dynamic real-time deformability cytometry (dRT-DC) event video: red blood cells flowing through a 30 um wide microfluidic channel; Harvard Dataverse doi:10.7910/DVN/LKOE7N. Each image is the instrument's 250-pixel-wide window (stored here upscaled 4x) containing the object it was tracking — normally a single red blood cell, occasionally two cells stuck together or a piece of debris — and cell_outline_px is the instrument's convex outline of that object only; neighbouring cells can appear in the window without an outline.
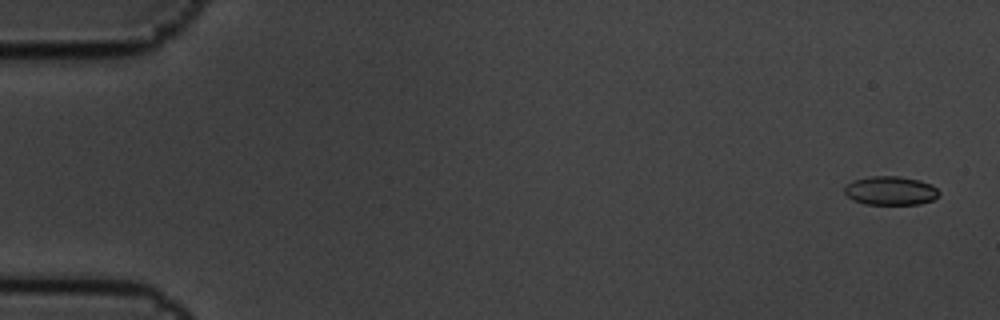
{"species": "common noctule bat (a hibernating species)", "species_latin": "Nyctalus noctula", "temperature_condition": "cold", "stored_images_in_passage": 8, "camera_frame_rate_fps": 3000, "um_per_image_px": 0.085, "animal": {"sex": "male", "body_mass_g": 19.5, "forearm_length_mm": 54.6}, "frame": {"image": 1, "passage_image": 1, "time_ms": 0.0, "image_size_px": [1000, 320], "cell_outline_px": [[940, 192], [932, 200], [920, 204], [864, 204], [852, 200], [844, 192], [844, 188], [848, 184], [856, 180], [872, 176], [900, 176], [920, 180], [932, 184]], "centroid_in_image_um": [75.71, 16.21], "position_along_channel_um": 9.3, "area_um2": 15.78}}
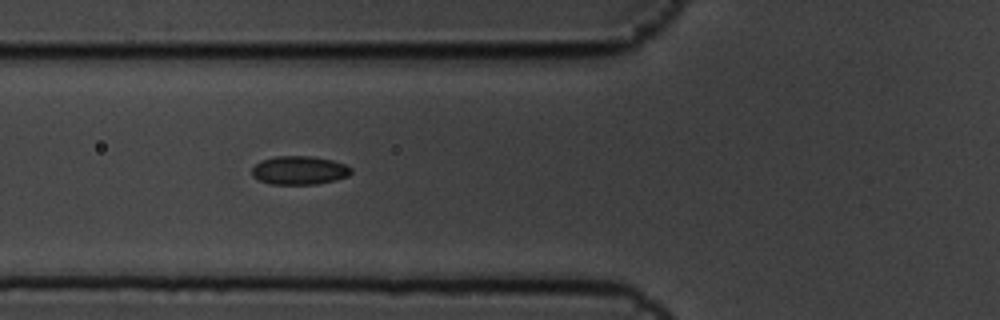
{"frame": {"image": 2, "passage_image": 7, "time_ms": 2.0, "image_size_px": [1000, 320], "cell_outline_px": [[352, 172], [348, 176], [336, 180], [316, 184], [272, 184], [260, 180], [252, 176], [252, 168], [260, 160], [276, 156], [312, 156], [332, 160], [344, 164], [352, 168]], "centroid_in_image_um": [25.45, 14.47], "position_along_channel_um": 100.3, "area_um2": 16.53}}
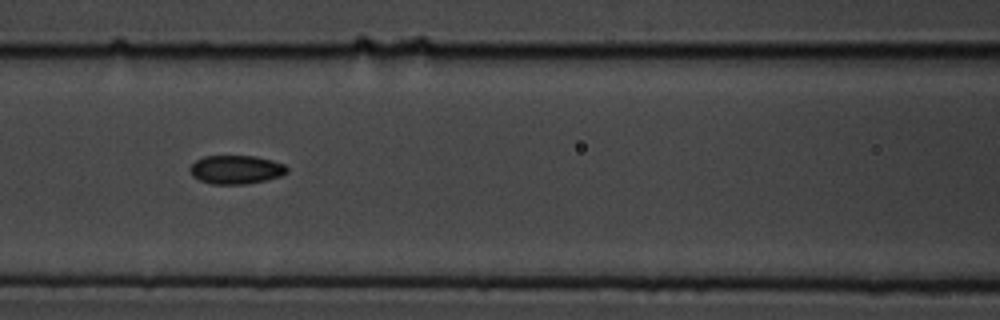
{"frame": {"image": 3, "passage_image": 8, "time_ms": 2.333, "image_size_px": [1000, 320], "cell_outline_px": [[288, 172], [280, 176], [264, 180], [244, 184], [212, 184], [200, 180], [192, 176], [188, 168], [196, 160], [204, 156], [256, 156], [272, 160], [284, 164], [288, 168]], "centroid_in_image_um": [20.05, 14.41], "position_along_channel_um": 146.6, "area_um2": 16.18}}